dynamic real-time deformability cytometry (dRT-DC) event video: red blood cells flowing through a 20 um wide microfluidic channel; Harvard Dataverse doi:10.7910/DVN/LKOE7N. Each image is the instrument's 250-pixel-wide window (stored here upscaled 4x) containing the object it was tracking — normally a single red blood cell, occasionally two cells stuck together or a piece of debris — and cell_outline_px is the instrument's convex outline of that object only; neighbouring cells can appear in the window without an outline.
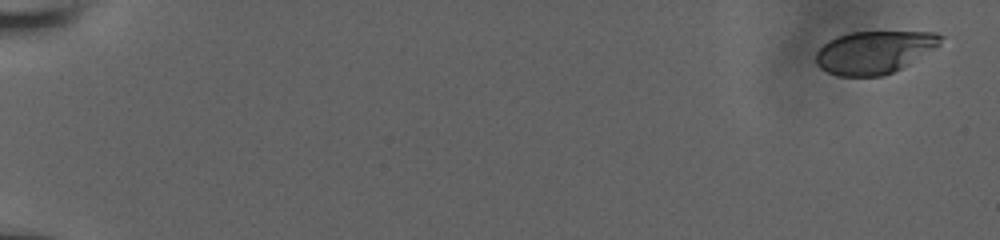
{"species": "human", "species_latin": "Homo sapiens", "temperature_condition": "room temperature", "stored_images_in_passage": 34, "camera_frame_rate_fps": 3000, "um_per_image_px": 0.085, "donor": {"sex": "male"}, "frame": {"image": 1, "passage_image": 1, "time_ms": 0.0, "image_size_px": [1000, 240], "cell_outline_px": [[944, 36], [940, 44], [936, 48], [900, 68], [892, 72], [880, 76], [840, 76], [828, 72], [820, 68], [816, 64], [816, 52], [828, 40], [836, 36], [848, 32], [936, 32]], "centroid_in_image_um": [74.3, 4.42], "position_along_channel_um": 10.7, "area_um2": 30.92}}
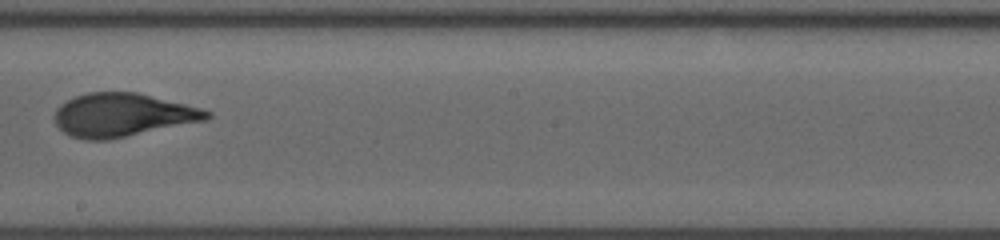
{"frame": {"image": 2, "passage_image": 18, "time_ms": 11.0, "image_size_px": [1000, 240], "cell_outline_px": [[212, 116], [208, 120], [108, 140], [88, 140], [72, 136], [64, 132], [56, 124], [56, 108], [60, 104], [76, 96], [88, 92], [136, 92], [200, 108], [212, 112]], "centroid_in_image_um": [10.43, 9.78], "position_along_channel_um": 237.8, "area_um2": 38.21}}
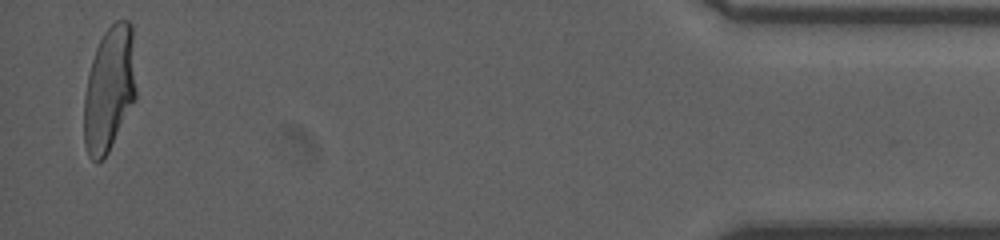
{"frame": {"image": 3, "passage_image": 33, "time_ms": 17.667, "image_size_px": [1000, 240], "cell_outline_px": [[136, 100], [108, 152], [96, 164], [88, 156], [84, 144], [84, 96], [88, 76], [92, 60], [96, 48], [104, 32], [116, 20], [128, 20], [132, 24], [136, 88]], "centroid_in_image_um": [9.3, 7.58], "position_along_channel_um": 425.9, "area_um2": 38.21}}